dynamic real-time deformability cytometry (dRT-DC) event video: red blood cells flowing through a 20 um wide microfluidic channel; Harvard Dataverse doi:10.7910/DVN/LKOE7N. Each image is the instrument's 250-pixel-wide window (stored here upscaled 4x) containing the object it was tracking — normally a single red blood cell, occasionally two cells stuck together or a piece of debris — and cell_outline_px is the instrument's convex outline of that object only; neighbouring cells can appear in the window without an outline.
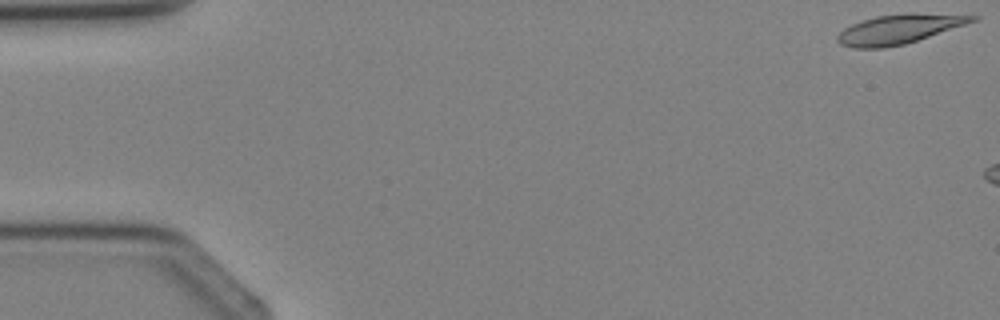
{"species": "Egyptian fruit bat (a non-hibernating species)", "species_latin": "Rousettus aegyptiacus", "temperature_condition": "cold", "stored_images_in_passage": 3, "camera_frame_rate_fps": 3000, "um_per_image_px": 0.085, "animal": {"sex": "female"}, "frame": {"image": 1, "passage_image": 1, "time_ms": 0.0, "image_size_px": [1000, 320], "cell_outline_px": [[980, 16], [976, 20], [904, 44], [884, 48], [852, 48], [840, 44], [836, 40], [836, 36], [844, 28], [852, 24], [876, 16], [904, 12], [912, 12]], "centroid_in_image_um": [76.35, 2.46], "position_along_channel_um": 8.6, "area_um2": 22.89}}